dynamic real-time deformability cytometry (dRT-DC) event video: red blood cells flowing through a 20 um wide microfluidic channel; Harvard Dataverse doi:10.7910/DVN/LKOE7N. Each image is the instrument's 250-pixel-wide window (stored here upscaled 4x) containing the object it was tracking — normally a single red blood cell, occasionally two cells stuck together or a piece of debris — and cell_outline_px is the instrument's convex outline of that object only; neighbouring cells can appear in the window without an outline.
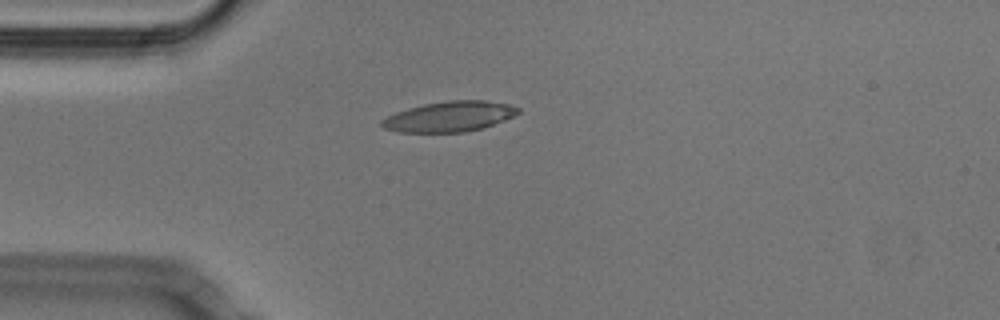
{"species": "Egyptian fruit bat (a non-hibernating species)", "species_latin": "Rousettus aegyptiacus", "temperature_condition": "cold", "stored_images_in_passage": 41, "camera_frame_rate_fps": 3000, "um_per_image_px": 0.085, "animal": {"sex": "male"}, "frame": {"image": 1, "passage_image": 2, "time_ms": 0.333, "image_size_px": [1000, 320], "cell_outline_px": [[520, 112], [504, 120], [480, 128], [464, 132], [396, 132], [384, 128], [380, 124], [380, 120], [396, 112], [408, 108], [424, 104], [448, 100], [484, 100], [508, 104], [520, 108]], "centroid_in_image_um": [38.17, 9.9], "position_along_channel_um": 46.8, "area_um2": 23.93}}
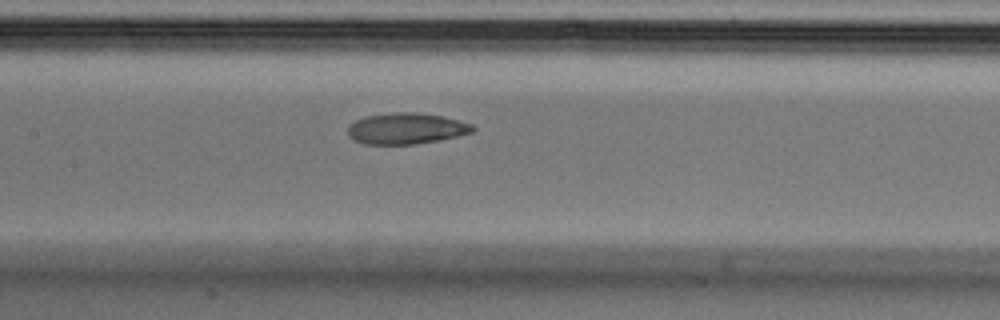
{"frame": {"image": 2, "passage_image": 13, "time_ms": 4.0, "image_size_px": [1000, 320], "cell_outline_px": [[476, 128], [472, 132], [440, 140], [416, 144], [364, 144], [352, 140], [348, 136], [348, 124], [364, 116], [392, 112], [416, 112], [440, 116], [472, 124]], "centroid_in_image_um": [34.47, 10.92], "position_along_channel_um": 172.9, "area_um2": 22.72}}
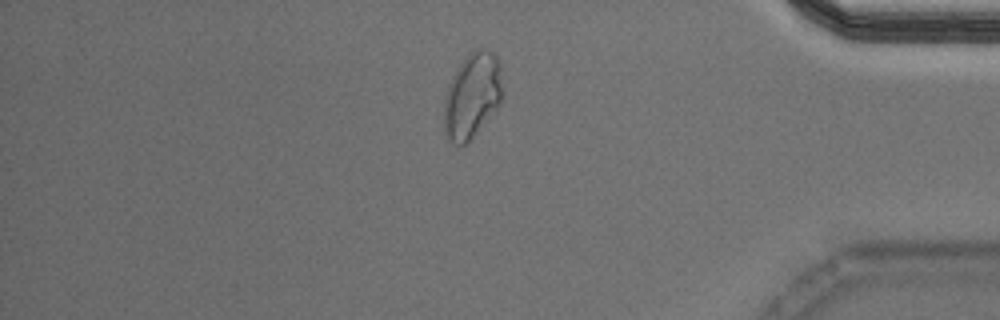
{"frame": {"image": 3, "passage_image": 33, "time_ms": 10.667, "image_size_px": [1000, 320], "cell_outline_px": [[504, 92], [500, 104], [472, 136], [464, 144], [452, 144], [448, 140], [444, 132], [444, 100], [452, 76], [456, 68], [476, 48], [488, 48], [496, 56], [500, 64], [504, 88]], "centroid_in_image_um": [40.16, 8.09], "position_along_channel_um": 395.0, "area_um2": 29.07}, "authors_computed_cell_mechanics": {"area_um2": 23.5824, "velocity_mm_per_s": 3.7812, "shape_relaxation_time_tau1_ms": 8.6536, "shape_relaxation_time_tau2_ms": 2.0979, "deformation_change_tau1": 0.1947, "deformation_change_tau2": 0.056}}